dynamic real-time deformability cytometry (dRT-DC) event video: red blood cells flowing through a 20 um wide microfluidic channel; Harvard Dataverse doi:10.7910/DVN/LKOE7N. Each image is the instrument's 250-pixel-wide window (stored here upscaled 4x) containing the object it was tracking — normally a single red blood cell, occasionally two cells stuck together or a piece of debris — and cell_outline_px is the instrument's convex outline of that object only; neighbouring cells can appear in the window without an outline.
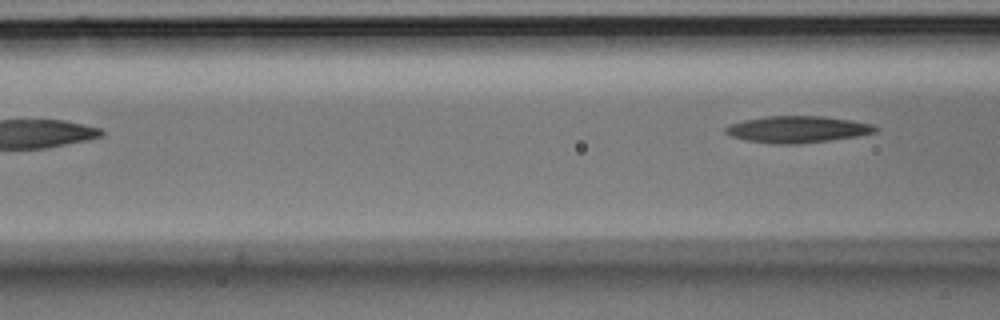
{"species": "Egyptian fruit bat (a non-hibernating species)", "species_latin": "Rousettus aegyptiacus", "temperature_condition": "room temperature", "stored_images_in_passage": 3, "camera_frame_rate_fps": 3000, "um_per_image_px": 0.085, "animal": {"sex": "male"}, "frame": {"image": 1, "passage_image": 3, "time_ms": 0.667, "image_size_px": [1000, 320], "cell_outline_px": [[880, 128], [876, 132], [856, 136], [828, 140], [796, 144], [772, 144], [744, 140], [732, 136], [724, 132], [724, 128], [728, 124], [744, 120], [764, 116], [824, 116], [852, 120], [872, 124]], "centroid_in_image_um": [67.75, 10.99], "position_along_channel_um": 98.8, "area_um2": 23.41}}